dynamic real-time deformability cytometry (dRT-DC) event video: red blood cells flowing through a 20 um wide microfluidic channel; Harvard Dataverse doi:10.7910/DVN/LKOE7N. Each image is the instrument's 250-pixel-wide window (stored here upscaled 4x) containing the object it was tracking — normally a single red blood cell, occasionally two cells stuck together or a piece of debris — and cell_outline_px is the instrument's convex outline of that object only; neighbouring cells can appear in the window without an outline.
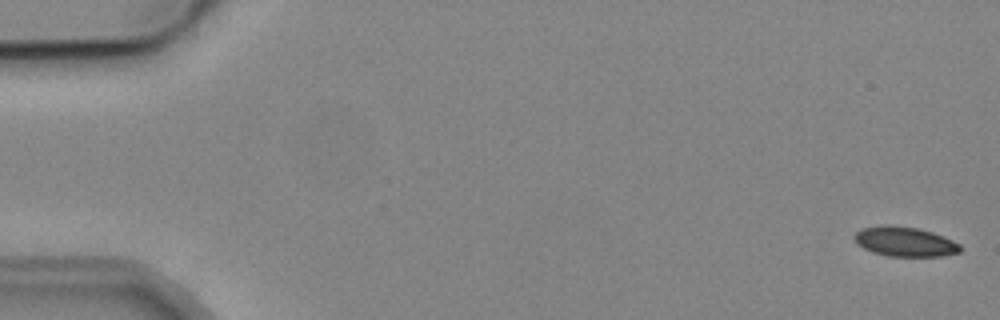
{"species": "common noctule bat (a hibernating species)", "species_latin": "Nyctalus noctula", "temperature_condition": "cold", "stored_images_in_passage": 7, "camera_frame_rate_fps": 3000, "um_per_image_px": 0.085, "animal": {"sex": "male", "body_mass_g": 19.2, "forearm_length_mm": 51.8}, "frame": {"image": 1, "passage_image": 1, "time_ms": 0.0, "image_size_px": [1000, 320], "cell_outline_px": [[960, 252], [940, 256], [888, 256], [872, 252], [856, 244], [852, 236], [860, 228], [884, 224], [892, 224], [916, 228], [932, 232], [952, 240], [960, 244]], "centroid_in_image_um": [76.84, 20.52], "position_along_channel_um": 8.2, "area_um2": 18.44}}
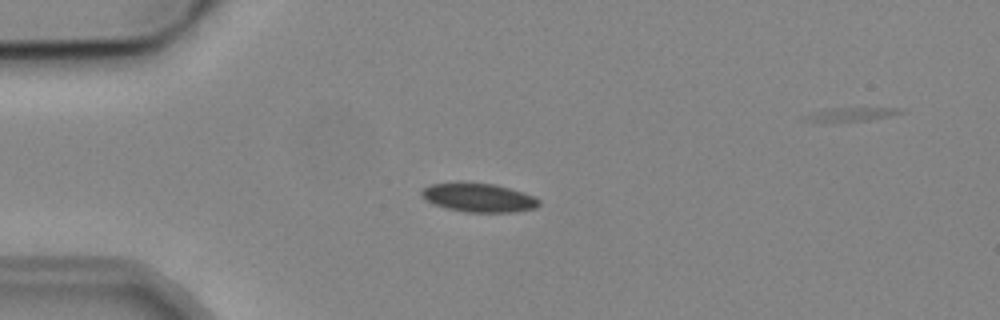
{"frame": {"image": 2, "passage_image": 5, "time_ms": 4.333, "image_size_px": [1000, 320], "cell_outline_px": [[540, 204], [536, 208], [516, 212], [464, 212], [432, 204], [420, 196], [420, 192], [428, 184], [460, 180], [496, 184], [524, 192], [540, 200]], "centroid_in_image_um": [40.64, 16.76], "position_along_channel_um": 44.4, "area_um2": 20.4}}